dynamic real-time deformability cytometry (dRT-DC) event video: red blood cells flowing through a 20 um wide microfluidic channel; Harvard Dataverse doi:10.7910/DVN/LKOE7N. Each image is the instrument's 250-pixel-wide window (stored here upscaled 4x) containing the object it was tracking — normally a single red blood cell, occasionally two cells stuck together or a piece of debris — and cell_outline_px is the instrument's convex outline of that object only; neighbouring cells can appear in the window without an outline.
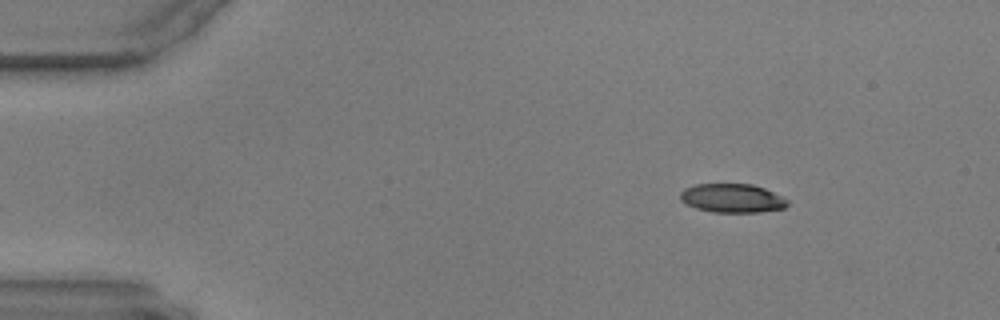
{"species": "common noctule bat (a hibernating species)", "species_latin": "Nyctalus noctula", "temperature_condition": "warm", "stored_images_in_passage": 24, "camera_frame_rate_fps": 3000, "um_per_image_px": 0.085, "animal": {"sex": "male", "body_mass_g": 17.9, "forearm_length_mm": 54.2}, "frame": {"image": 1, "passage_image": 1, "time_ms": 0.0, "image_size_px": [1000, 320], "cell_outline_px": [[788, 204], [784, 208], [760, 212], [712, 212], [696, 208], [680, 200], [680, 192], [684, 188], [696, 184], [752, 184], [764, 188], [788, 200]], "centroid_in_image_um": [62.22, 16.84], "position_along_channel_um": 22.8, "area_um2": 17.92}}
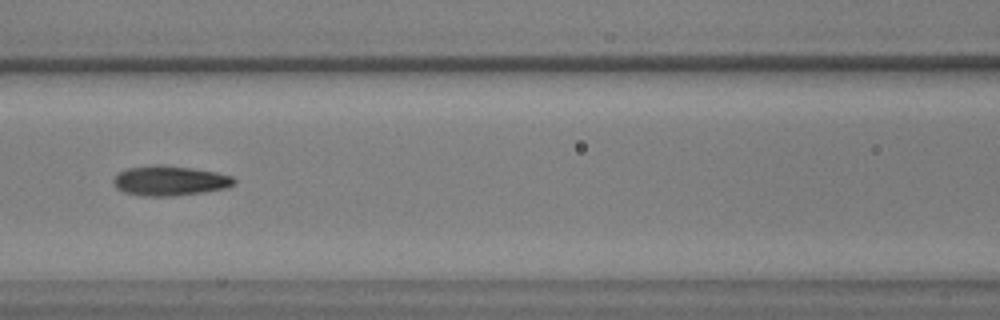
{"frame": {"image": 2, "passage_image": 19, "time_ms": 6.0, "image_size_px": [1000, 320], "cell_outline_px": [[236, 184], [224, 188], [204, 192], [172, 196], [140, 196], [124, 192], [116, 188], [112, 180], [120, 172], [128, 168], [188, 168], [216, 172], [232, 176], [236, 180]], "centroid_in_image_um": [14.47, 15.42], "position_along_channel_um": 152.1, "area_um2": 20.0}}
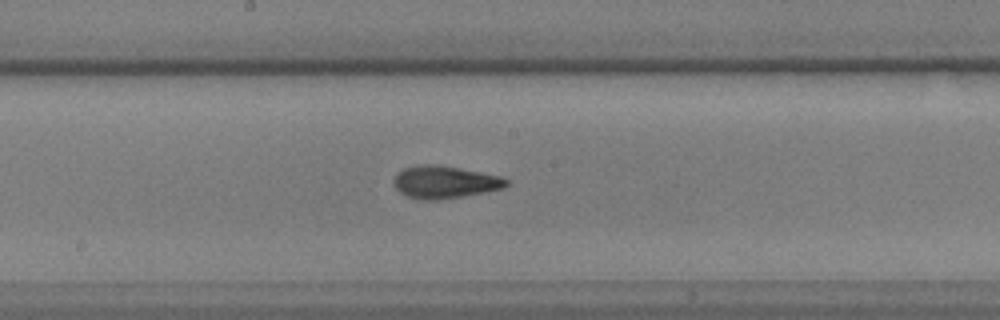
{"frame": {"image": 3, "passage_image": 24, "time_ms": 7.667, "image_size_px": [1000, 320], "cell_outline_px": [[508, 184], [504, 188], [484, 192], [440, 200], [420, 200], [408, 196], [400, 192], [396, 188], [392, 180], [404, 168], [424, 164], [436, 164], [504, 176], [508, 180]], "centroid_in_image_um": [37.83, 15.48], "position_along_channel_um": 210.4, "area_um2": 21.27}}